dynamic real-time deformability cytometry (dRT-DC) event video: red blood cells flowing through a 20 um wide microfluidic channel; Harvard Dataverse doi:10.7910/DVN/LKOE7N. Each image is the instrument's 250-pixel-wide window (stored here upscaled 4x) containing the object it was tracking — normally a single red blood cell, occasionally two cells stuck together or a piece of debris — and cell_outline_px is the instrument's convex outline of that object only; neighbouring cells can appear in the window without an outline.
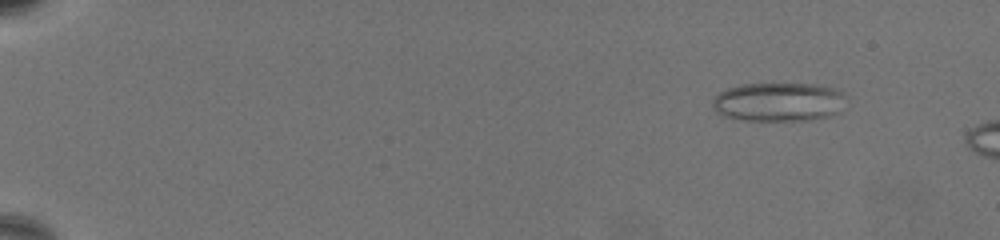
{"species": "common noctule bat (a hibernating species)", "species_latin": "Nyctalus noctula", "temperature_condition": "warm", "stored_images_in_passage": 11, "camera_frame_rate_fps": 3000, "um_per_image_px": 0.085, "animal": {"sex": "female", "body_mass_g": 19.5, "forearm_length_mm": 54.1}, "frame": {"image": 1, "passage_image": 4, "time_ms": 1.0, "image_size_px": [1000, 240], "cell_outline_px": [[840, 112], [828, 116], [808, 120], [744, 120], [724, 116], [716, 112], [712, 108], [712, 100], [720, 92], [728, 88], [740, 84], [816, 84], [832, 88], [840, 92]], "centroid_in_image_um": [66.08, 8.67], "position_along_channel_um": 18.9, "area_um2": 29.77}}